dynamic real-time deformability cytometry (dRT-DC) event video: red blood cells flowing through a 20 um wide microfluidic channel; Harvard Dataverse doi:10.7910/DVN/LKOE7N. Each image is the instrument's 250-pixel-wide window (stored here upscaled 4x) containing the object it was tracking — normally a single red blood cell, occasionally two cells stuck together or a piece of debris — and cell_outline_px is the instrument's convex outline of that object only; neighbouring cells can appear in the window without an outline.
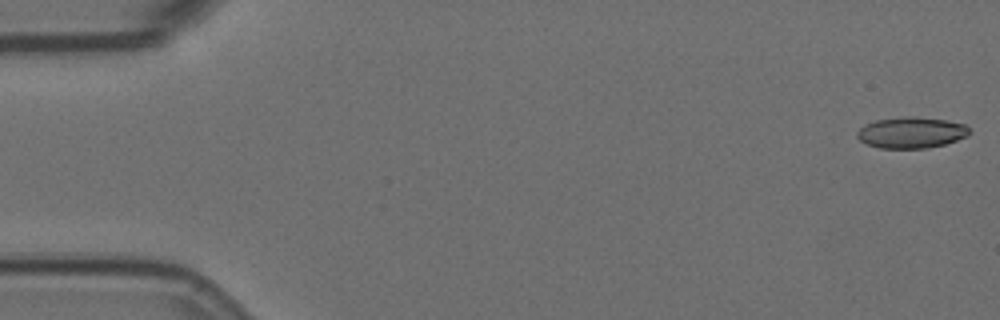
{"species": "Egyptian fruit bat (a non-hibernating species)", "species_latin": "Rousettus aegyptiacus", "temperature_condition": "room temperature", "stored_images_in_passage": 57, "camera_frame_rate_fps": 3000, "um_per_image_px": 0.085, "animal": {"sex": "female"}, "frame": {"image": 1, "passage_image": 1, "time_ms": 0.0, "image_size_px": [1000, 320], "cell_outline_px": [[972, 132], [968, 136], [944, 144], [928, 148], [880, 148], [868, 144], [860, 140], [856, 136], [856, 132], [864, 124], [876, 120], [904, 116], [916, 116], [948, 120], [964, 124]], "centroid_in_image_um": [77.47, 11.26], "position_along_channel_um": 7.5, "area_um2": 20.52}}
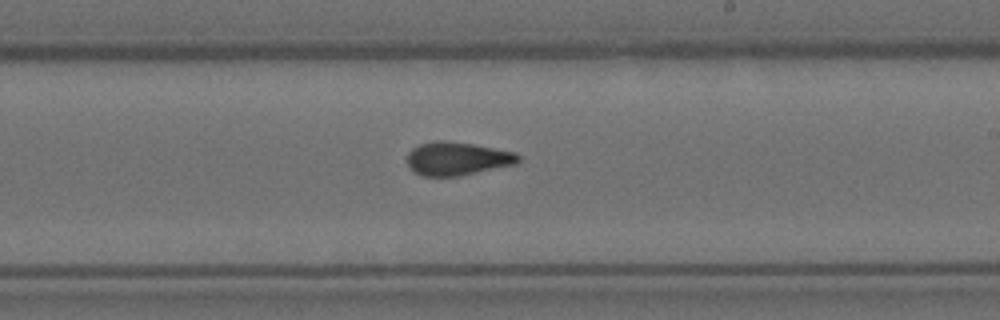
{"frame": {"image": 2, "passage_image": 33, "time_ms": 10.667, "image_size_px": [1000, 320], "cell_outline_px": [[520, 160], [516, 164], [456, 176], [424, 176], [416, 172], [408, 164], [408, 152], [412, 148], [420, 144], [436, 140], [444, 140], [472, 144], [516, 152], [520, 156]], "centroid_in_image_um": [38.88, 13.47], "position_along_channel_um": 250.1, "area_um2": 21.33}}
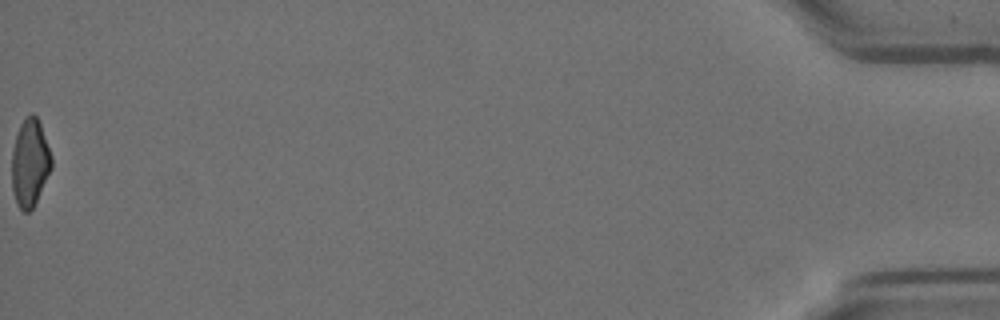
{"frame": {"image": 3, "passage_image": 57, "time_ms": 18.667, "image_size_px": [1000, 320], "cell_outline_px": [[52, 168], [32, 208], [28, 212], [24, 212], [16, 204], [12, 188], [12, 152], [16, 136], [20, 124], [32, 112], [36, 116], [40, 124], [52, 156]], "centroid_in_image_um": [2.54, 13.85], "position_along_channel_um": 432.7, "area_um2": 20.0}, "authors_computed_cell_mechanics": {"area_um2": 21.1548, "velocity_mm_per_s": 3.5875, "shape_relaxation_time_tau1_ms": 7.2518, "shape_relaxation_time_tau2_ms": 1.9925, "deformation_change_tau1": 0.1864, "deformation_change_tau2": 0.0764}}